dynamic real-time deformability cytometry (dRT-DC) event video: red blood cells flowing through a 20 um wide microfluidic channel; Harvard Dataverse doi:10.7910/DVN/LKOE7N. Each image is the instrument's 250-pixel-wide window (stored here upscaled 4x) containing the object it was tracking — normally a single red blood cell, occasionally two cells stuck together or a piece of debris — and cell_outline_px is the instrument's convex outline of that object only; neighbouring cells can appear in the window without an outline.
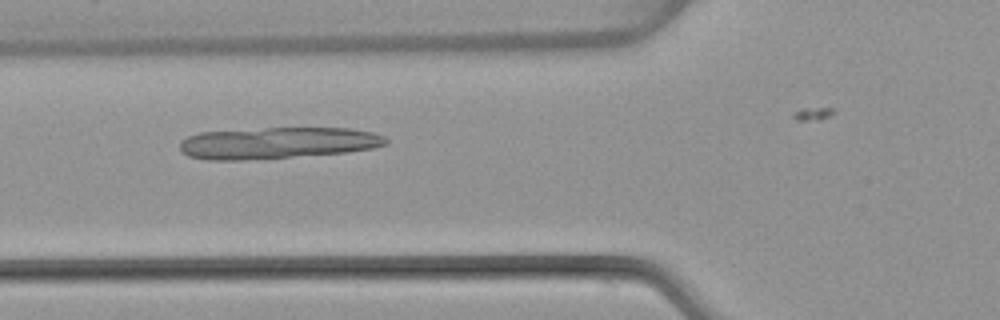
{"species": "common noctule bat (a hibernating species)", "species_latin": "Nyctalus noctula", "temperature_condition": "warm", "stored_images_in_passage": 22, "camera_frame_rate_fps": 3000, "um_per_image_px": 0.085, "animal": {"sex": "female", "body_mass_g": 22.7, "forearm_length_mm": 54.2}, "frame": {"image": 1, "passage_image": 19, "time_ms": 6.0, "image_size_px": [1000, 320], "cell_outline_px": [[388, 144], [372, 148], [348, 152], [244, 160], [208, 160], [188, 156], [180, 152], [180, 140], [188, 136], [200, 132], [264, 128], [348, 128], [372, 132], [384, 136], [388, 140]], "centroid_in_image_um": [23.56, 12.15], "position_along_channel_um": 102.2, "area_um2": 37.92}}